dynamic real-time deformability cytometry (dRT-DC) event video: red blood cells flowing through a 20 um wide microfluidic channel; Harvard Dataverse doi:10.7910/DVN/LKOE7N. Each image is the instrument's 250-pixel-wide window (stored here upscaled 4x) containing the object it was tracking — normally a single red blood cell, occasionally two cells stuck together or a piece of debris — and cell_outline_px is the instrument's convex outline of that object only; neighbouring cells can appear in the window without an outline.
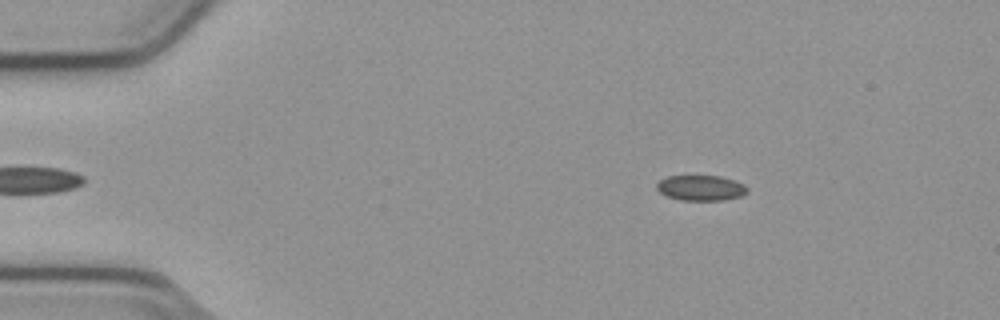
{"species": "common noctule bat (a hibernating species)", "species_latin": "Nyctalus noctula", "temperature_condition": "cold", "stored_images_in_passage": 48, "camera_frame_rate_fps": 3000, "um_per_image_px": 0.085, "animal": {"sex": "male", "body_mass_g": 23.1, "forearm_length_mm": 52.7}, "frame": {"image": 1, "passage_image": 3, "time_ms": 0.667, "image_size_px": [1000, 320], "cell_outline_px": [[748, 192], [740, 196], [724, 200], [680, 200], [668, 196], [660, 192], [656, 188], [656, 184], [660, 180], [668, 176], [720, 176], [744, 184], [748, 188]], "centroid_in_image_um": [59.57, 15.97], "position_along_channel_um": 25.4, "area_um2": 13.29}}
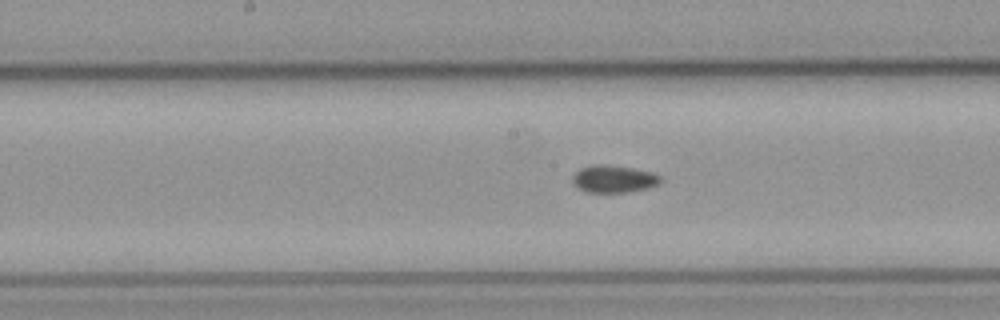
{"frame": {"image": 2, "passage_image": 22, "time_ms": 7.0, "image_size_px": [1000, 320], "cell_outline_px": [[660, 180], [656, 184], [648, 188], [628, 192], [588, 192], [572, 184], [572, 176], [580, 168], [592, 164], [604, 164], [632, 168], [652, 172], [660, 176]], "centroid_in_image_um": [52.12, 15.2], "position_along_channel_um": 196.1, "area_um2": 13.93}}
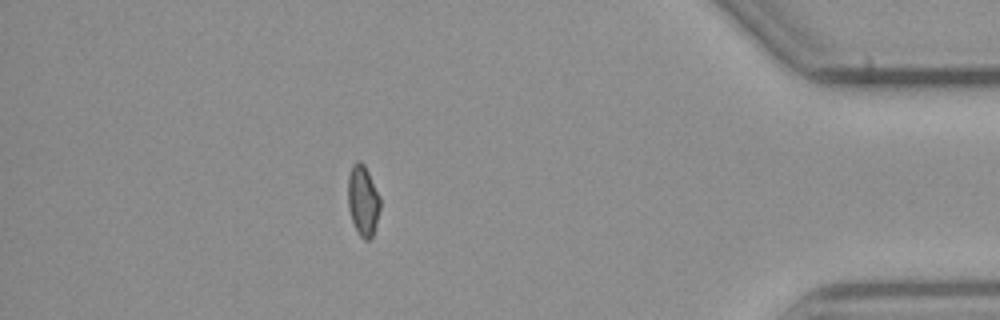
{"frame": {"image": 3, "passage_image": 42, "time_ms": 13.667, "image_size_px": [1000, 320], "cell_outline_px": [[380, 208], [376, 224], [372, 236], [368, 240], [364, 240], [360, 236], [352, 220], [348, 208], [348, 176], [352, 164], [356, 160], [360, 160], [364, 164], [380, 196]], "centroid_in_image_um": [30.84, 17.01], "position_along_channel_um": 404.4, "area_um2": 13.24}, "authors_computed_cell_mechanics": {"area_um2": 13.6986, "velocity_mm_per_s": 3.8171, "shape_relaxation_time_tau1_ms": null, "shape_relaxation_time_tau2_ms": 2.8144, "deformation_change_tau1": null, "deformation_change_tau2": 0.0651}}